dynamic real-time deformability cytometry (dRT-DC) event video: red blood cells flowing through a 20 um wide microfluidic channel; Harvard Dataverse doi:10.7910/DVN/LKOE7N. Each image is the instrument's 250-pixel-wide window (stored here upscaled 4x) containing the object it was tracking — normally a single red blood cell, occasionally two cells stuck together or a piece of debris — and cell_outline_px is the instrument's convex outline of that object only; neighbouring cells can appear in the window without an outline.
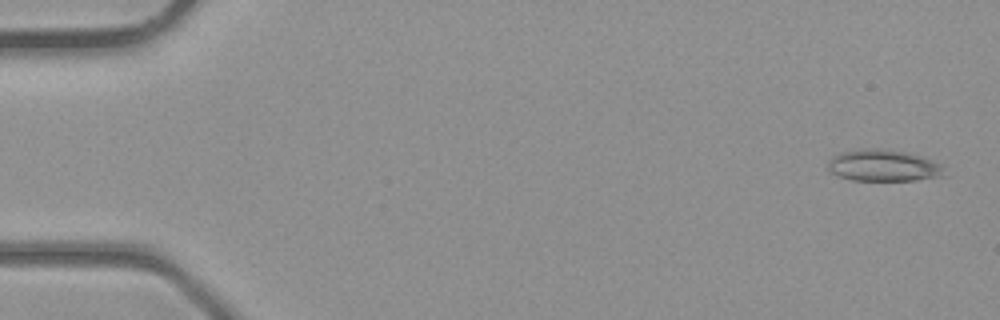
{"species": "common noctule bat (a hibernating species)", "species_latin": "Nyctalus noctula", "temperature_condition": "room temperature", "stored_images_in_passage": 13, "camera_frame_rate_fps": 3000, "um_per_image_px": 0.085, "animal": {"sex": "male", "body_mass_g": 23.1, "forearm_length_mm": 52.7}, "frame": {"image": 1, "passage_image": 2, "time_ms": 0.333, "image_size_px": [1000, 320], "cell_outline_px": [[948, 176], [916, 180], [852, 180], [840, 176], [832, 172], [828, 168], [828, 164], [832, 156], [840, 152], [864, 148], [880, 148], [904, 152], [920, 156], [940, 164], [944, 168]], "centroid_in_image_um": [75.12, 14.07], "position_along_channel_um": 9.9, "area_um2": 21.44}}